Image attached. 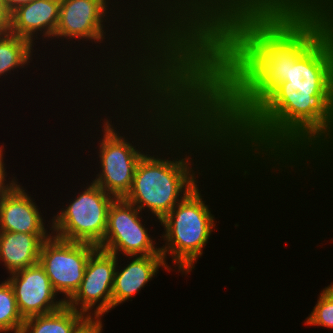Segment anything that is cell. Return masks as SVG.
Returning a JSON list of instances; mask_svg holds the SVG:
<instances>
[{
  "label": "cell",
  "instance_id": "obj_1",
  "mask_svg": "<svg viewBox=\"0 0 333 333\" xmlns=\"http://www.w3.org/2000/svg\"><path fill=\"white\" fill-rule=\"evenodd\" d=\"M159 5L166 20L157 25L144 15L139 37L148 54L134 64L140 71L133 80L143 82L130 86L142 87L138 102L150 98L143 105L153 109L156 136L219 149L229 147L228 134L287 80L289 62L332 22L327 13L265 12L248 0H208L190 18L171 0Z\"/></svg>",
  "mask_w": 333,
  "mask_h": 333
},
{
  "label": "cell",
  "instance_id": "obj_2",
  "mask_svg": "<svg viewBox=\"0 0 333 333\" xmlns=\"http://www.w3.org/2000/svg\"><path fill=\"white\" fill-rule=\"evenodd\" d=\"M331 144L333 21L289 62L287 80L274 88L228 134V145H233L228 148L237 150L234 155L244 153L246 158V153H249L250 158V153H253L254 159L261 154L263 157L270 155L272 158L269 156L267 159L274 158L271 160L273 164L279 160L275 165H288L289 160L290 165L297 163L299 157H306L304 153L307 159L312 154L316 158L315 154L319 155V152L321 157L322 151H327Z\"/></svg>",
  "mask_w": 333,
  "mask_h": 333
},
{
  "label": "cell",
  "instance_id": "obj_3",
  "mask_svg": "<svg viewBox=\"0 0 333 333\" xmlns=\"http://www.w3.org/2000/svg\"><path fill=\"white\" fill-rule=\"evenodd\" d=\"M190 159L187 156L171 161L144 153L137 164L131 189L124 199L141 212L147 207L161 221L198 185L195 180L197 176L190 168Z\"/></svg>",
  "mask_w": 333,
  "mask_h": 333
},
{
  "label": "cell",
  "instance_id": "obj_4",
  "mask_svg": "<svg viewBox=\"0 0 333 333\" xmlns=\"http://www.w3.org/2000/svg\"><path fill=\"white\" fill-rule=\"evenodd\" d=\"M202 199L197 186L159 221L165 231L166 245L160 248L164 261L171 255L182 274L194 268L215 227L214 215Z\"/></svg>",
  "mask_w": 333,
  "mask_h": 333
},
{
  "label": "cell",
  "instance_id": "obj_5",
  "mask_svg": "<svg viewBox=\"0 0 333 333\" xmlns=\"http://www.w3.org/2000/svg\"><path fill=\"white\" fill-rule=\"evenodd\" d=\"M66 208L53 217V236L74 242L98 246L107 229L108 210L115 197L108 194L93 181L78 193Z\"/></svg>",
  "mask_w": 333,
  "mask_h": 333
},
{
  "label": "cell",
  "instance_id": "obj_6",
  "mask_svg": "<svg viewBox=\"0 0 333 333\" xmlns=\"http://www.w3.org/2000/svg\"><path fill=\"white\" fill-rule=\"evenodd\" d=\"M105 120L103 138L99 143L102 170L93 182L115 198H124L131 189L137 164L144 154L116 132L108 119Z\"/></svg>",
  "mask_w": 333,
  "mask_h": 333
},
{
  "label": "cell",
  "instance_id": "obj_7",
  "mask_svg": "<svg viewBox=\"0 0 333 333\" xmlns=\"http://www.w3.org/2000/svg\"><path fill=\"white\" fill-rule=\"evenodd\" d=\"M96 245L51 236L41 246L39 264L44 268L55 292L67 302L79 288L90 255Z\"/></svg>",
  "mask_w": 333,
  "mask_h": 333
},
{
  "label": "cell",
  "instance_id": "obj_8",
  "mask_svg": "<svg viewBox=\"0 0 333 333\" xmlns=\"http://www.w3.org/2000/svg\"><path fill=\"white\" fill-rule=\"evenodd\" d=\"M140 212L124 198H115L108 210L104 239L97 247L116 256L121 251L131 259L132 256L162 254L141 223Z\"/></svg>",
  "mask_w": 333,
  "mask_h": 333
},
{
  "label": "cell",
  "instance_id": "obj_9",
  "mask_svg": "<svg viewBox=\"0 0 333 333\" xmlns=\"http://www.w3.org/2000/svg\"><path fill=\"white\" fill-rule=\"evenodd\" d=\"M117 259L115 254L97 248L88 259L79 288L66 305L84 313L89 319H101L103 314L113 309L112 290L115 269L119 262ZM96 304L98 305L95 306ZM94 307L96 309L93 314L90 310Z\"/></svg>",
  "mask_w": 333,
  "mask_h": 333
},
{
  "label": "cell",
  "instance_id": "obj_10",
  "mask_svg": "<svg viewBox=\"0 0 333 333\" xmlns=\"http://www.w3.org/2000/svg\"><path fill=\"white\" fill-rule=\"evenodd\" d=\"M10 276L7 280L13 288L18 310L24 320L54 312L66 304L64 299H55L57 293L39 263Z\"/></svg>",
  "mask_w": 333,
  "mask_h": 333
},
{
  "label": "cell",
  "instance_id": "obj_11",
  "mask_svg": "<svg viewBox=\"0 0 333 333\" xmlns=\"http://www.w3.org/2000/svg\"><path fill=\"white\" fill-rule=\"evenodd\" d=\"M109 0H61L59 21L53 37L87 39L96 43L105 38L103 21Z\"/></svg>",
  "mask_w": 333,
  "mask_h": 333
},
{
  "label": "cell",
  "instance_id": "obj_12",
  "mask_svg": "<svg viewBox=\"0 0 333 333\" xmlns=\"http://www.w3.org/2000/svg\"><path fill=\"white\" fill-rule=\"evenodd\" d=\"M60 4L61 0H32L20 4L8 13L6 30L32 43L34 37L38 38L34 34L39 31L44 38L53 39L59 21Z\"/></svg>",
  "mask_w": 333,
  "mask_h": 333
},
{
  "label": "cell",
  "instance_id": "obj_13",
  "mask_svg": "<svg viewBox=\"0 0 333 333\" xmlns=\"http://www.w3.org/2000/svg\"><path fill=\"white\" fill-rule=\"evenodd\" d=\"M38 206L18 183L0 202V231L48 234Z\"/></svg>",
  "mask_w": 333,
  "mask_h": 333
},
{
  "label": "cell",
  "instance_id": "obj_14",
  "mask_svg": "<svg viewBox=\"0 0 333 333\" xmlns=\"http://www.w3.org/2000/svg\"><path fill=\"white\" fill-rule=\"evenodd\" d=\"M132 257V261L120 271L118 263L116 265L112 290L113 308L138 293L150 279L152 280L160 267L168 271L171 269L168 263H165L162 254Z\"/></svg>",
  "mask_w": 333,
  "mask_h": 333
},
{
  "label": "cell",
  "instance_id": "obj_15",
  "mask_svg": "<svg viewBox=\"0 0 333 333\" xmlns=\"http://www.w3.org/2000/svg\"><path fill=\"white\" fill-rule=\"evenodd\" d=\"M51 235L0 231V260L8 273L39 263L42 243Z\"/></svg>",
  "mask_w": 333,
  "mask_h": 333
},
{
  "label": "cell",
  "instance_id": "obj_16",
  "mask_svg": "<svg viewBox=\"0 0 333 333\" xmlns=\"http://www.w3.org/2000/svg\"><path fill=\"white\" fill-rule=\"evenodd\" d=\"M185 1V2H184ZM208 0H173L172 2L190 18ZM265 12L327 13L333 14V0H248ZM178 4V5H177Z\"/></svg>",
  "mask_w": 333,
  "mask_h": 333
},
{
  "label": "cell",
  "instance_id": "obj_17",
  "mask_svg": "<svg viewBox=\"0 0 333 333\" xmlns=\"http://www.w3.org/2000/svg\"><path fill=\"white\" fill-rule=\"evenodd\" d=\"M88 320L65 304L54 312L25 319L21 333H76Z\"/></svg>",
  "mask_w": 333,
  "mask_h": 333
},
{
  "label": "cell",
  "instance_id": "obj_18",
  "mask_svg": "<svg viewBox=\"0 0 333 333\" xmlns=\"http://www.w3.org/2000/svg\"><path fill=\"white\" fill-rule=\"evenodd\" d=\"M34 43L28 39L9 33H0V77L30 63ZM32 50V51H31Z\"/></svg>",
  "mask_w": 333,
  "mask_h": 333
},
{
  "label": "cell",
  "instance_id": "obj_19",
  "mask_svg": "<svg viewBox=\"0 0 333 333\" xmlns=\"http://www.w3.org/2000/svg\"><path fill=\"white\" fill-rule=\"evenodd\" d=\"M24 321L18 310L13 288L6 279L0 284V333H21Z\"/></svg>",
  "mask_w": 333,
  "mask_h": 333
},
{
  "label": "cell",
  "instance_id": "obj_20",
  "mask_svg": "<svg viewBox=\"0 0 333 333\" xmlns=\"http://www.w3.org/2000/svg\"><path fill=\"white\" fill-rule=\"evenodd\" d=\"M321 292L313 311L304 323L333 329V283Z\"/></svg>",
  "mask_w": 333,
  "mask_h": 333
},
{
  "label": "cell",
  "instance_id": "obj_21",
  "mask_svg": "<svg viewBox=\"0 0 333 333\" xmlns=\"http://www.w3.org/2000/svg\"><path fill=\"white\" fill-rule=\"evenodd\" d=\"M3 148L2 146H0V202L3 199V197L15 186V184L17 183L14 179L12 178V181L9 183H5L6 179L5 177H7L6 172H5V164L3 161Z\"/></svg>",
  "mask_w": 333,
  "mask_h": 333
},
{
  "label": "cell",
  "instance_id": "obj_22",
  "mask_svg": "<svg viewBox=\"0 0 333 333\" xmlns=\"http://www.w3.org/2000/svg\"><path fill=\"white\" fill-rule=\"evenodd\" d=\"M102 328L101 319L90 318L76 333H101Z\"/></svg>",
  "mask_w": 333,
  "mask_h": 333
},
{
  "label": "cell",
  "instance_id": "obj_23",
  "mask_svg": "<svg viewBox=\"0 0 333 333\" xmlns=\"http://www.w3.org/2000/svg\"><path fill=\"white\" fill-rule=\"evenodd\" d=\"M7 11L9 13L12 11L14 8H16L18 5L31 2L32 0H0Z\"/></svg>",
  "mask_w": 333,
  "mask_h": 333
},
{
  "label": "cell",
  "instance_id": "obj_24",
  "mask_svg": "<svg viewBox=\"0 0 333 333\" xmlns=\"http://www.w3.org/2000/svg\"><path fill=\"white\" fill-rule=\"evenodd\" d=\"M8 20V13L5 10L2 2L0 1V33L6 29V23Z\"/></svg>",
  "mask_w": 333,
  "mask_h": 333
}]
</instances>
